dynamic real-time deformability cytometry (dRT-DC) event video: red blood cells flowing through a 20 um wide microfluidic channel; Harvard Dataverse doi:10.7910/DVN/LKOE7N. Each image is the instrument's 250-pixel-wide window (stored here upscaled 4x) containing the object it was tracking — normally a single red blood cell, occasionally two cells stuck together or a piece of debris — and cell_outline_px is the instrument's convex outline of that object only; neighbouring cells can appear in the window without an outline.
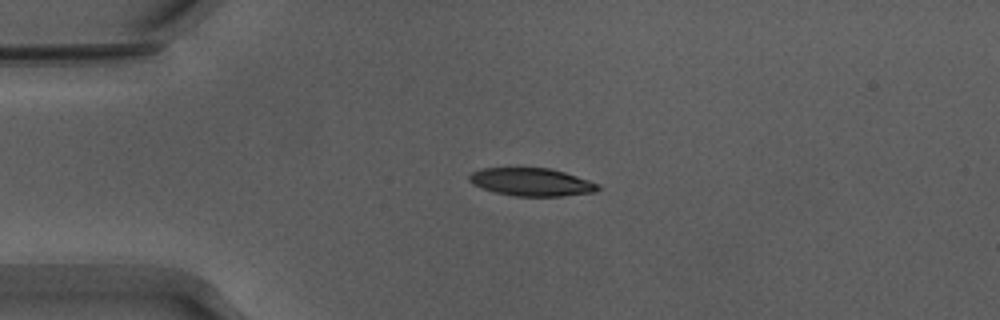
{"species": "Egyptian fruit bat (a non-hibernating species)", "species_latin": "Rousettus aegyptiacus", "temperature_condition": "warm", "stored_images_in_passage": 42, "camera_frame_rate_fps": 3000, "um_per_image_px": 0.085, "animal": {"sex": "male"}, "frame": {"image": 1, "passage_image": 1, "time_ms": 0.0, "image_size_px": [1000, 320], "cell_outline_px": [[604, 188], [596, 192], [564, 196], [516, 196], [496, 192], [472, 184], [468, 180], [468, 176], [472, 172], [484, 168], [548, 168], [564, 172], [600, 184]], "centroid_in_image_um": [45.23, 15.48], "position_along_channel_um": 39.8, "area_um2": 20.92}}
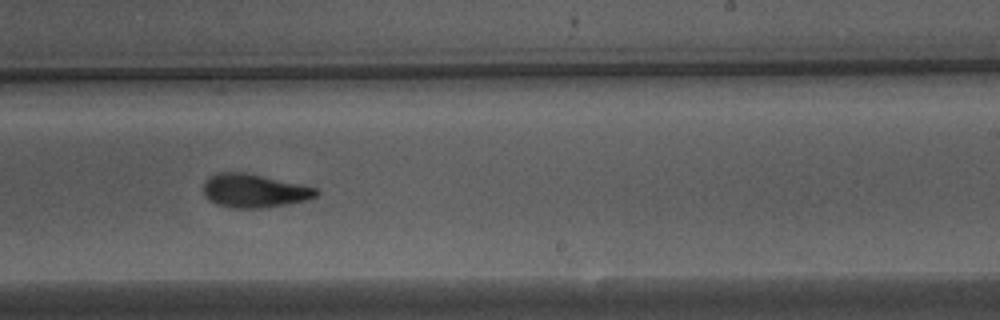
{"frame": {"image": 2, "passage_image": 21, "time_ms": 6.667, "image_size_px": [1000, 320], "cell_outline_px": [[320, 192], [316, 196], [308, 200], [288, 204], [264, 208], [228, 208], [216, 204], [208, 200], [204, 192], [204, 180], [216, 172], [244, 172], [316, 188]], "centroid_in_image_um": [21.57, 16.23], "position_along_channel_um": 267.4, "area_um2": 22.08}}
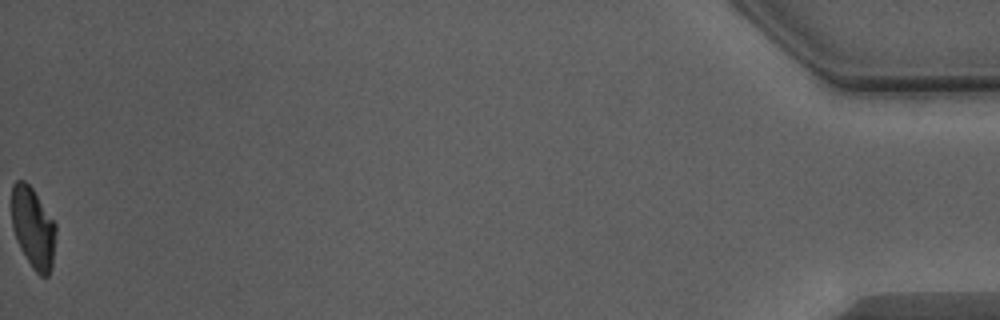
{"frame": {"image": 3, "passage_image": 42, "time_ms": 13.667, "image_size_px": [1000, 320], "cell_outline_px": [[56, 232], [52, 264], [48, 276], [40, 276], [32, 268], [24, 256], [16, 240], [12, 228], [12, 184], [16, 180], [24, 180], [32, 188], [56, 224]], "centroid_in_image_um": [2.8, 19.37], "position_along_channel_um": 432.4, "area_um2": 20.87}, "authors_computed_cell_mechanics": {"area_um2": 22.3108, "velocity_mm_per_s": 3.8722, "shape_relaxation_time_tau1_ms": 4.3258, "shape_relaxation_time_tau2_ms": 2.5419, "deformation_change_tau1": 0.1774, "deformation_change_tau2": 0.0932}}